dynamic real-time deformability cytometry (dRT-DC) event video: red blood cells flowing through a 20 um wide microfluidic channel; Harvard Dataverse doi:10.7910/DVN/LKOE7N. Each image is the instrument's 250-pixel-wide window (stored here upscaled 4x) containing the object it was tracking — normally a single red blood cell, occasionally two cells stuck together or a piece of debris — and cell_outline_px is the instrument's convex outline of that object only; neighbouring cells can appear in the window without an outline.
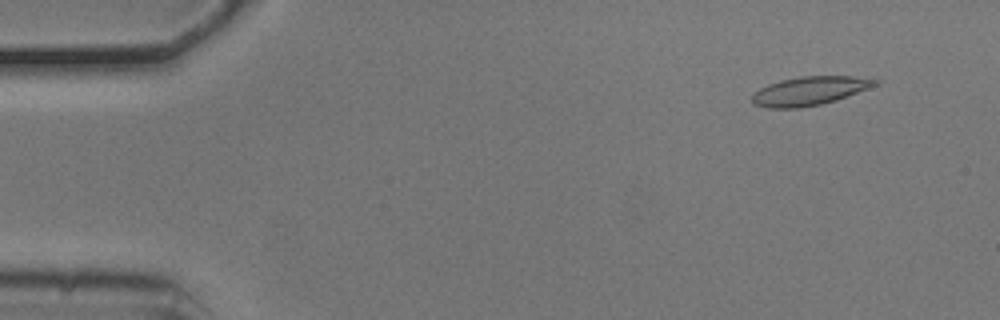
{"species": "common noctule bat (a hibernating species)", "species_latin": "Nyctalus noctula", "temperature_condition": "cold", "stored_images_in_passage": 51, "camera_frame_rate_fps": 3000, "um_per_image_px": 0.085, "animal": {"sex": "male", "body_mass_g": 20.5, "forearm_length_mm": 52.5}, "frame": {"image": 1, "passage_image": 5, "time_ms": 1.333, "image_size_px": [1000, 320], "cell_outline_px": [[880, 84], [836, 100], [820, 104], [800, 108], [768, 108], [752, 104], [752, 92], [768, 84], [780, 80], [800, 76], [852, 76], [880, 80]], "centroid_in_image_um": [68.79, 7.72], "position_along_channel_um": 16.2, "area_um2": 20.69}}
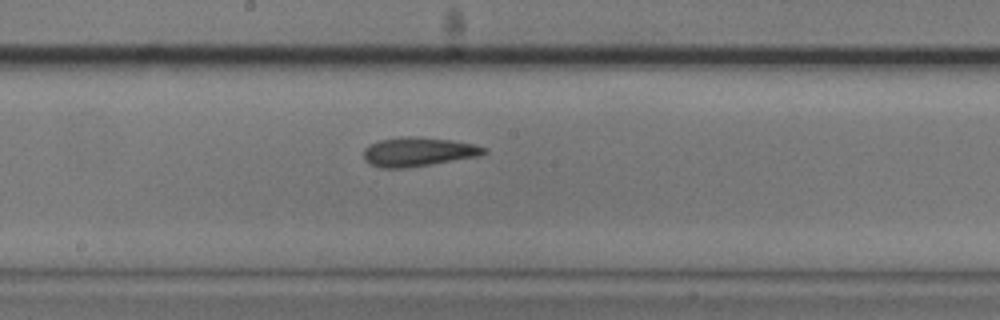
{"frame": {"image": 2, "passage_image": 29, "time_ms": 9.333, "image_size_px": [1000, 320], "cell_outline_px": [[488, 152], [480, 156], [432, 164], [404, 168], [380, 168], [368, 164], [364, 160], [364, 148], [368, 144], [380, 140], [400, 136], [416, 136], [452, 140], [472, 144], [488, 148]], "centroid_in_image_um": [35.53, 12.9], "position_along_channel_um": 212.7, "area_um2": 20.69}}
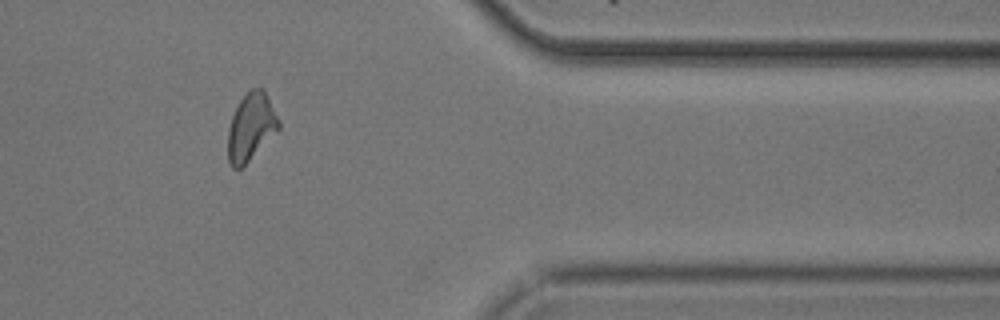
{"frame": {"image": 3, "passage_image": 45, "time_ms": 14.667, "image_size_px": [1000, 320], "cell_outline_px": [[280, 128], [240, 168], [232, 168], [228, 160], [228, 128], [232, 116], [240, 100], [252, 88], [264, 88], [280, 120]], "centroid_in_image_um": [21.34, 10.75], "position_along_channel_um": 390.1, "area_um2": 19.65}}